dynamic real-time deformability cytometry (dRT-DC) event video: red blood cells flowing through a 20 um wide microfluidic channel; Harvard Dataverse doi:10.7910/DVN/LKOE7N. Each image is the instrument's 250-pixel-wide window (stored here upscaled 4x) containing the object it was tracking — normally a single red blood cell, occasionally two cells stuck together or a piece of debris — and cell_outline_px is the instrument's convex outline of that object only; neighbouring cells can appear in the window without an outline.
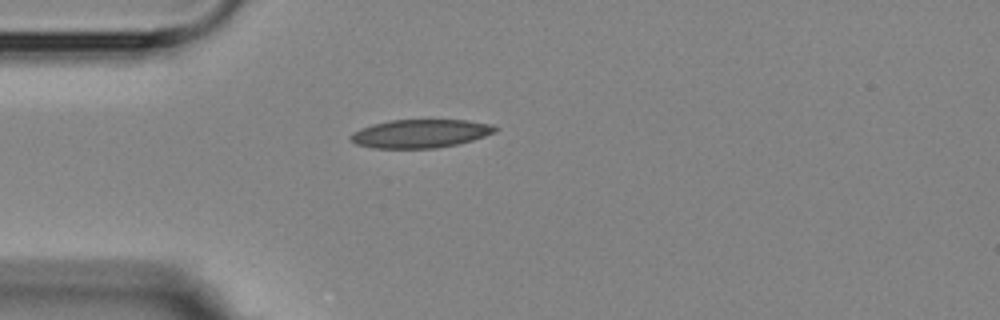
{"species": "Egyptian fruit bat (a non-hibernating species)", "species_latin": "Rousettus aegyptiacus", "temperature_condition": "room temperature", "stored_images_in_passage": 2, "camera_frame_rate_fps": 3000, "um_per_image_px": 0.085, "animal": {"sex": "female"}, "frame": {"image": 1, "passage_image": 2, "time_ms": 1.0, "image_size_px": [1000, 320], "cell_outline_px": [[500, 128], [496, 132], [472, 140], [456, 144], [436, 148], [372, 148], [356, 144], [348, 140], [348, 136], [352, 132], [360, 128], [372, 124], [388, 120], [468, 120], [492, 124]], "centroid_in_image_um": [35.7, 11.35], "position_along_channel_um": 49.3, "area_um2": 24.16}}